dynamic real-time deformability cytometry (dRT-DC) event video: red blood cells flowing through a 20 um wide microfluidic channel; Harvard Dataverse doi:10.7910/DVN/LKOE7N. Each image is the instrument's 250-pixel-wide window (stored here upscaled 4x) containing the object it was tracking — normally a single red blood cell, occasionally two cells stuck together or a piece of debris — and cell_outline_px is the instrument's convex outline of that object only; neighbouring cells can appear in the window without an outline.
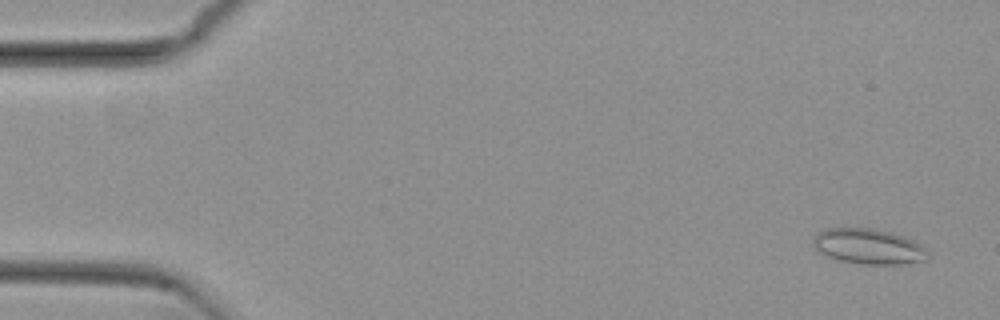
{"species": "common noctule bat (a hibernating species)", "species_latin": "Nyctalus noctula", "temperature_condition": "cold", "stored_images_in_passage": 13, "camera_frame_rate_fps": 3000, "um_per_image_px": 0.085, "animal": {"sex": "female", "body_mass_g": 29.2, "forearm_length_mm": 56.3}, "frame": {"image": 1, "passage_image": 1, "time_ms": 0.0, "image_size_px": [1000, 320], "cell_outline_px": [[932, 256], [928, 260], [900, 264], [860, 264], [840, 260], [828, 256], [820, 252], [812, 244], [812, 236], [816, 232], [824, 228], [872, 228], [892, 232], [912, 240], [920, 244]], "centroid_in_image_um": [73.82, 20.94], "position_along_channel_um": 11.2, "area_um2": 23.87}}